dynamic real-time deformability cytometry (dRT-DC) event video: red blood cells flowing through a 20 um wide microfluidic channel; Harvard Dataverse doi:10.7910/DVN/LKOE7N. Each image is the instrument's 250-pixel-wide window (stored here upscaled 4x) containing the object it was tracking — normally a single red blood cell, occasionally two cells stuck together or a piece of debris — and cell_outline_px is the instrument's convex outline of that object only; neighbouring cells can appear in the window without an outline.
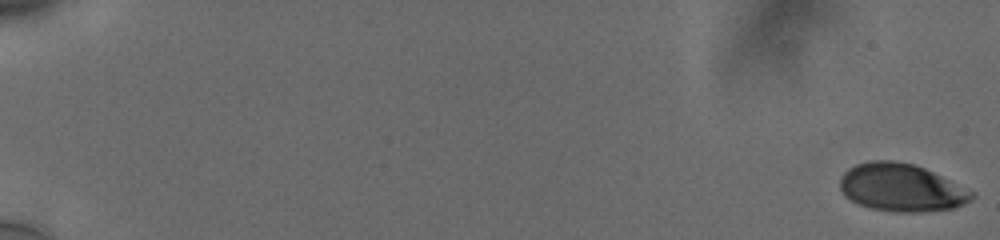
{"species": "human", "species_latin": "Homo sapiens", "temperature_condition": "cold", "stored_images_in_passage": 58, "camera_frame_rate_fps": 3000, "um_per_image_px": 0.085, "donor": {"sex": "male"}, "frame": {"image": 1, "passage_image": 1, "time_ms": 0.0, "image_size_px": [1000, 240], "cell_outline_px": [[976, 196], [972, 200], [956, 208], [924, 212], [892, 212], [872, 208], [860, 204], [844, 196], [840, 188], [840, 176], [848, 168], [856, 164], [868, 160], [892, 160], [912, 164], [924, 168], [976, 192]], "centroid_in_image_um": [76.64, 15.95], "position_along_channel_um": 8.4, "area_um2": 36.99}}
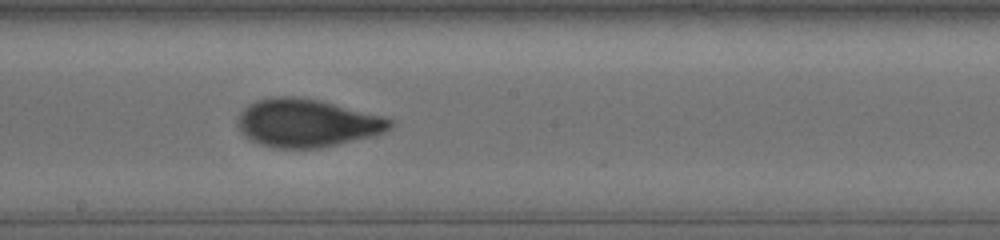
{"frame": {"image": 2, "passage_image": 35, "time_ms": 11.333, "image_size_px": [1000, 240], "cell_outline_px": [[396, 124], [392, 128], [376, 136], [320, 148], [272, 148], [260, 144], [244, 136], [240, 132], [236, 124], [236, 120], [240, 112], [248, 104], [256, 100], [272, 96], [296, 96], [320, 100], [384, 116], [392, 120]], "centroid_in_image_um": [26.09, 10.45], "position_along_channel_um": 222.1, "area_um2": 43.35}}
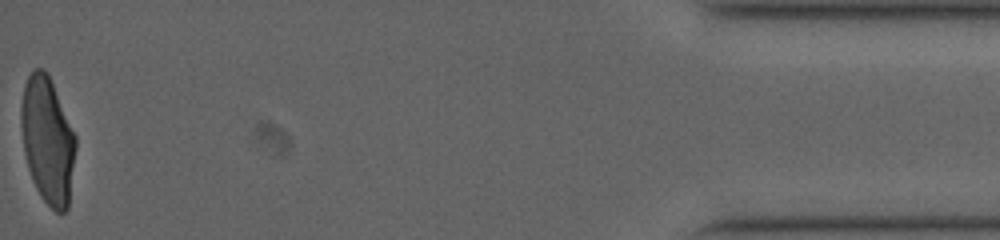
{"frame": {"image": 3, "passage_image": 58, "time_ms": 19.0, "image_size_px": [1000, 240], "cell_outline_px": [[76, 148], [68, 208], [64, 212], [56, 212], [40, 196], [32, 180], [28, 168], [24, 152], [20, 124], [20, 108], [24, 84], [32, 68], [44, 68], [48, 72], [76, 136]], "centroid_in_image_um": [4.03, 11.88], "position_along_channel_um": 431.2, "area_um2": 40.58}, "authors_computed_cell_mechanics": {"area_um2": 40.6912, "velocity_mm_per_s": 3.7724, "shape_relaxation_time_tau1_ms": 5.0292, "shape_relaxation_time_tau2_ms": 0.628, "deformation_change_tau1": 0.1842, "deformation_change_tau2": 0.0603}}